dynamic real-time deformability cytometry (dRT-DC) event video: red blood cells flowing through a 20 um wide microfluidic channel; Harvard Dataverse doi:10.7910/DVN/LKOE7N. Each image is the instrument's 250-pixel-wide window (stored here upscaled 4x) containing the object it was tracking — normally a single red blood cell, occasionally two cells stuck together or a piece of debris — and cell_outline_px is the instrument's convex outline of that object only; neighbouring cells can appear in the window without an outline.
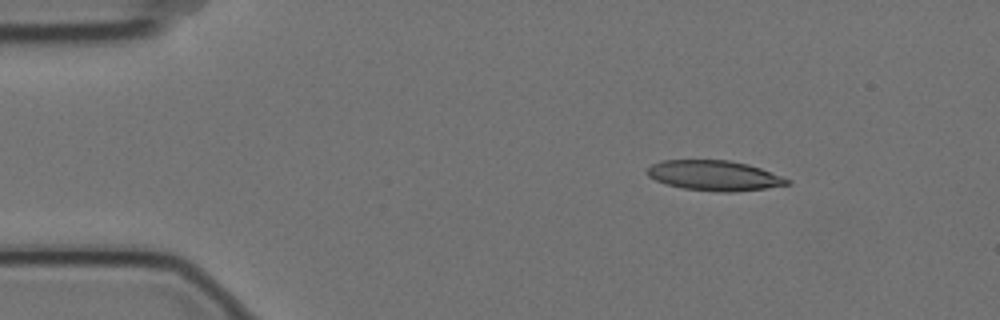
{"species": "Egyptian fruit bat (a non-hibernating species)", "species_latin": "Rousettus aegyptiacus", "temperature_condition": "cold", "stored_images_in_passage": 7, "camera_frame_rate_fps": 3000, "um_per_image_px": 0.085, "animal": {"sex": "female"}, "frame": {"image": 1, "passage_image": 2, "time_ms": 0.333, "image_size_px": [1000, 320], "cell_outline_px": [[792, 184], [764, 188], [732, 192], [720, 192], [684, 188], [668, 184], [656, 180], [648, 176], [648, 168], [652, 164], [660, 160], [728, 160], [748, 164], [760, 168], [792, 180]], "centroid_in_image_um": [60.74, 14.91], "position_along_channel_um": 24.3, "area_um2": 24.39}}
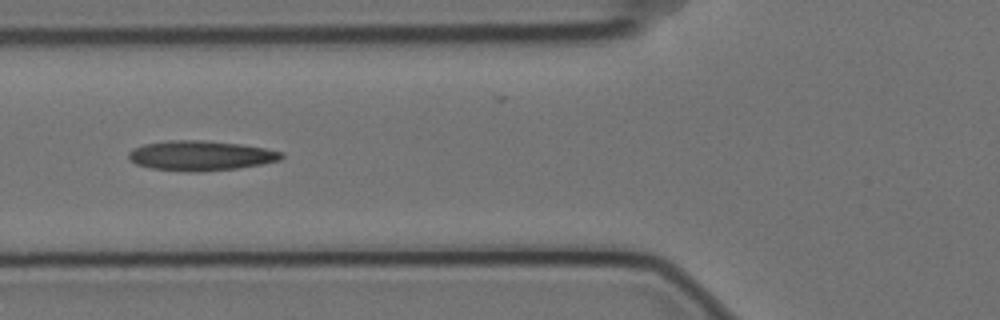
{"frame": {"image": 2, "passage_image": 6, "time_ms": 1.667, "image_size_px": [1000, 320], "cell_outline_px": [[284, 156], [280, 160], [260, 164], [236, 168], [196, 172], [192, 172], [148, 168], [136, 164], [128, 160], [128, 152], [132, 148], [144, 144], [172, 140], [200, 140], [240, 144], [264, 148], [284, 152]], "centroid_in_image_um": [17.01, 13.23], "position_along_channel_um": 108.8, "area_um2": 26.59}}
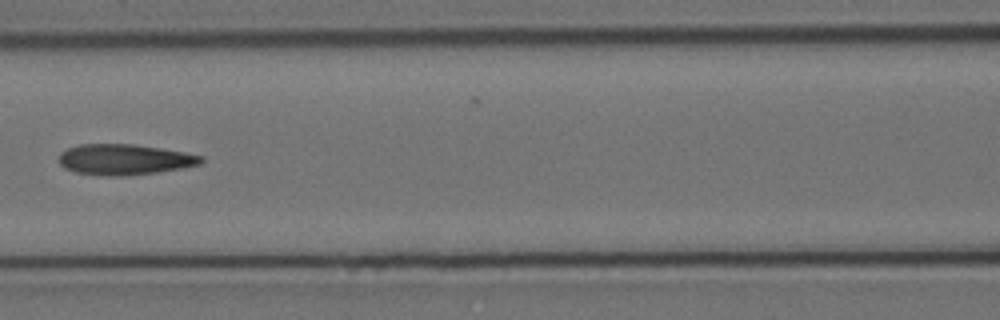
{"frame": {"image": 3, "passage_image": 7, "time_ms": 2.0, "image_size_px": [1000, 320], "cell_outline_px": [[204, 160], [200, 164], [184, 168], [156, 172], [116, 176], [108, 176], [76, 172], [64, 168], [60, 164], [60, 152], [68, 148], [80, 144], [136, 144], [184, 152], [204, 156]], "centroid_in_image_um": [10.6, 13.55], "position_along_channel_um": 156.0, "area_um2": 25.32}}